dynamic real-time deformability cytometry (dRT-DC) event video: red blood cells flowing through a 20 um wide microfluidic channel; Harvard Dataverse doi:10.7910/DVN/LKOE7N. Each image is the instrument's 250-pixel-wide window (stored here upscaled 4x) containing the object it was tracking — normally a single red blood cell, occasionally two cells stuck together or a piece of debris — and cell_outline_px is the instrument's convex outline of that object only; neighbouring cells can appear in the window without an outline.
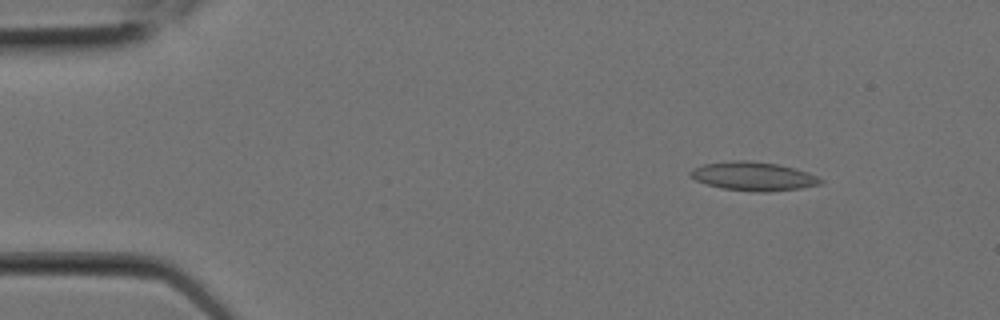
{"species": "Egyptian fruit bat (a non-hibernating species)", "species_latin": "Rousettus aegyptiacus", "temperature_condition": "room temperature", "stored_images_in_passage": 6, "camera_frame_rate_fps": 3000, "um_per_image_px": 0.085, "animal": {"sex": "female"}, "frame": {"image": 1, "passage_image": 2, "time_ms": 0.333, "image_size_px": [1000, 320], "cell_outline_px": [[824, 180], [820, 184], [800, 188], [768, 192], [756, 192], [720, 188], [696, 180], [688, 172], [692, 168], [704, 164], [732, 160], [748, 160], [776, 164], [808, 172]], "centroid_in_image_um": [64.02, 14.98], "position_along_channel_um": 21.0, "area_um2": 21.68}}